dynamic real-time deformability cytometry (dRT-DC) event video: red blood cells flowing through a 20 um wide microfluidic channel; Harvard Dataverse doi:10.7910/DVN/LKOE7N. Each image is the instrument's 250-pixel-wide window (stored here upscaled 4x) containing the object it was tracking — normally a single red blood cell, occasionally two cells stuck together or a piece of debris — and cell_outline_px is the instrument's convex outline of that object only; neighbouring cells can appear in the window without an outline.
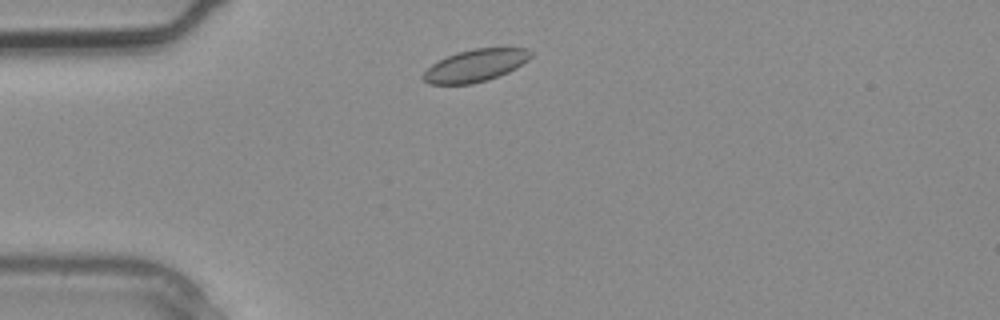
{"species": "common noctule bat (a hibernating species)", "species_latin": "Nyctalus noctula", "temperature_condition": "warm", "stored_images_in_passage": 1, "camera_frame_rate_fps": 3000, "um_per_image_px": 0.085, "animal": {"sex": "male", "body_mass_g": 20.4}, "frame": {"image": 1, "passage_image": 1, "time_ms": 0.0, "image_size_px": [1000, 320], "cell_outline_px": [[532, 56], [528, 60], [516, 68], [508, 72], [488, 80], [472, 84], [428, 84], [420, 80], [420, 76], [432, 64], [448, 56], [472, 48], [528, 48], [532, 52]], "centroid_in_image_um": [40.4, 5.58], "position_along_channel_um": 44.6, "area_um2": 20.29}}